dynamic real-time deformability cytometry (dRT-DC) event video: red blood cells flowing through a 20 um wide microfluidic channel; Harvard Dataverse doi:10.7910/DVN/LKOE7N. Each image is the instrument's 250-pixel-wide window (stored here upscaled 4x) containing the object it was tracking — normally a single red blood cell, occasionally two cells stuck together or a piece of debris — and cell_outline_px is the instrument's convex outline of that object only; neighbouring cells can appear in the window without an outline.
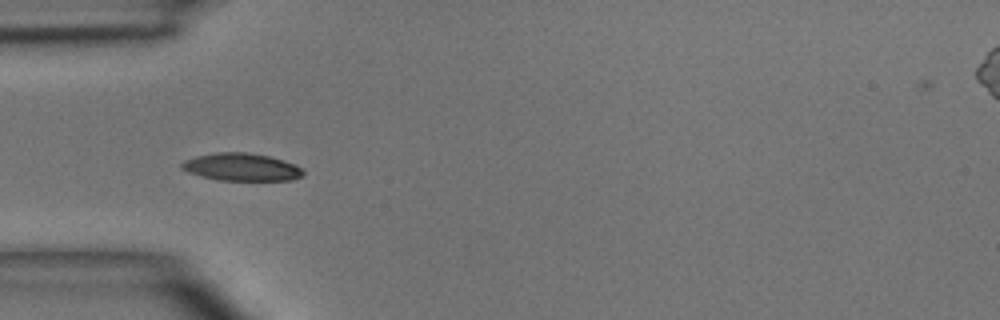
{"species": "common noctule bat (a hibernating species)", "species_latin": "Nyctalus noctula", "temperature_condition": "room temperature", "stored_images_in_passage": 7, "camera_frame_rate_fps": 3000, "um_per_image_px": 0.085, "animal": {"sex": "male", "body_mass_g": 15.6}, "frame": {"image": 1, "passage_image": 4, "time_ms": 4.333, "image_size_px": [1000, 320], "cell_outline_px": [[304, 176], [292, 180], [216, 180], [188, 172], [180, 168], [180, 164], [184, 160], [196, 156], [216, 152], [244, 152], [268, 156], [284, 160], [296, 164], [304, 172]], "centroid_in_image_um": [20.52, 14.2], "position_along_channel_um": 64.5, "area_um2": 19.59}}
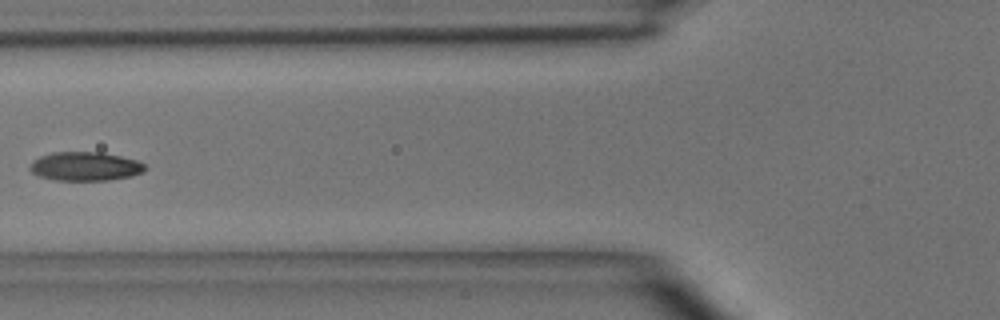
{"frame": {"image": 2, "passage_image": 5, "time_ms": 5.667, "image_size_px": [1000, 320], "cell_outline_px": [[148, 168], [144, 172], [132, 176], [108, 180], [56, 180], [40, 176], [32, 172], [28, 168], [32, 160], [40, 156], [52, 152], [100, 152], [120, 156], [136, 160], [144, 164]], "centroid_in_image_um": [7.24, 14.14], "position_along_channel_um": 118.6, "area_um2": 19.42}}